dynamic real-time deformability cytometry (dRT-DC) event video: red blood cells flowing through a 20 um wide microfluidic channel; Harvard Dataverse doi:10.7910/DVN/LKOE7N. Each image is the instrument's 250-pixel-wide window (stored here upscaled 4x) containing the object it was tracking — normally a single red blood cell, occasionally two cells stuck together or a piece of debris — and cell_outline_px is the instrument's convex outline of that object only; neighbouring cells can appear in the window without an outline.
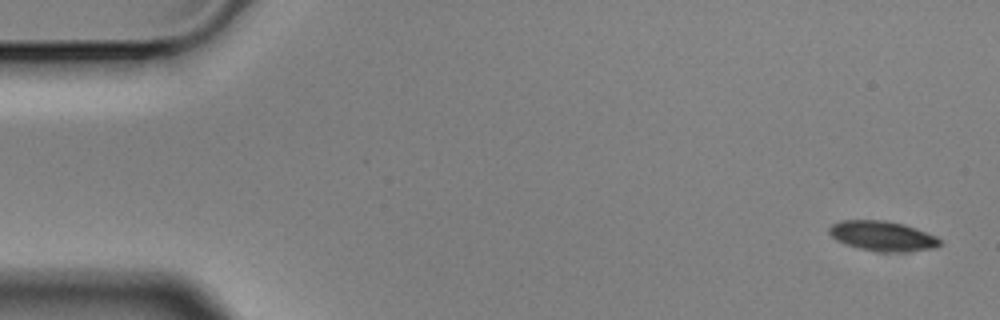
{"species": "Egyptian fruit bat (a non-hibernating species)", "species_latin": "Rousettus aegyptiacus", "temperature_condition": "cold", "stored_images_in_passage": 5, "camera_frame_rate_fps": 3000, "um_per_image_px": 0.085, "animal": {"sex": "male"}, "frame": {"image": 1, "passage_image": 1, "time_ms": 0.0, "image_size_px": [1000, 320], "cell_outline_px": [[940, 244], [932, 248], [904, 252], [884, 252], [860, 248], [844, 244], [836, 240], [828, 232], [828, 228], [832, 224], [840, 220], [888, 220], [904, 224], [916, 228], [936, 236], [940, 240]], "centroid_in_image_um": [74.98, 20.05], "position_along_channel_um": 10.0, "area_um2": 19.31}}
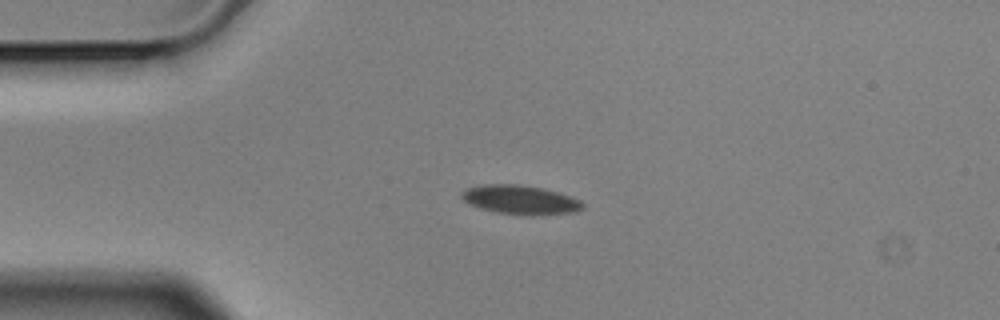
{"frame": {"image": 2, "passage_image": 4, "time_ms": 1.0, "image_size_px": [1000, 320], "cell_outline_px": [[584, 208], [576, 212], [532, 216], [528, 216], [496, 212], [480, 208], [468, 204], [460, 196], [460, 192], [468, 188], [484, 184], [516, 184], [544, 188], [572, 196], [580, 200], [584, 204]], "centroid_in_image_um": [44.25, 16.99], "position_along_channel_um": 40.7, "area_um2": 20.81}}